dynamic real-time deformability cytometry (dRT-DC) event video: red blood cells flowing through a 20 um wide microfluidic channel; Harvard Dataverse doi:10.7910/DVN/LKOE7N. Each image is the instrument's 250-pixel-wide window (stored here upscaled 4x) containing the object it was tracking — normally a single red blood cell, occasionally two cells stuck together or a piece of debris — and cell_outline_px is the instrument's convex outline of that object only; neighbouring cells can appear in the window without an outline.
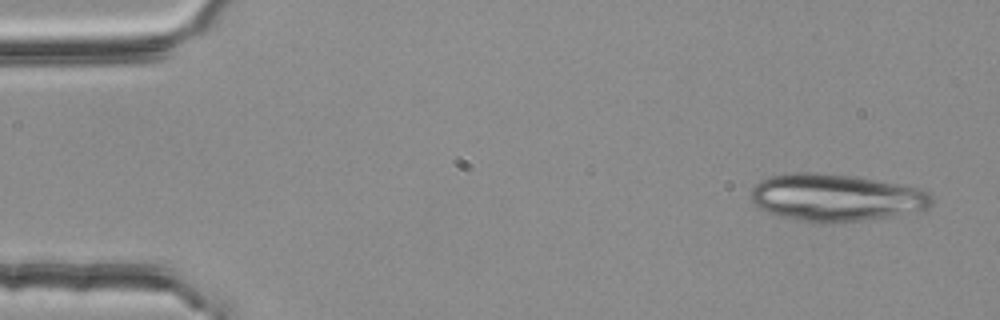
{"species": "common noctule bat (a hibernating species)", "species_latin": "Nyctalus noctula", "temperature_condition": "room temperature", "stored_images_in_passage": 4, "camera_frame_rate_fps": 3000, "um_per_image_px": 0.085, "animal": {"sex": "female", "body_mass_g": 25.1}, "frame": {"image": 1, "passage_image": 1, "time_ms": 0.0, "image_size_px": [1000, 320], "cell_outline_px": [[932, 204], [928, 208], [920, 212], [892, 216], [860, 220], [824, 224], [820, 224], [780, 216], [768, 212], [752, 204], [752, 188], [760, 180], [772, 176], [796, 172], [812, 172], [856, 176], [916, 188], [928, 192], [932, 196]], "centroid_in_image_um": [71.05, 16.8], "position_along_channel_um": 13.9, "area_um2": 49.77}}